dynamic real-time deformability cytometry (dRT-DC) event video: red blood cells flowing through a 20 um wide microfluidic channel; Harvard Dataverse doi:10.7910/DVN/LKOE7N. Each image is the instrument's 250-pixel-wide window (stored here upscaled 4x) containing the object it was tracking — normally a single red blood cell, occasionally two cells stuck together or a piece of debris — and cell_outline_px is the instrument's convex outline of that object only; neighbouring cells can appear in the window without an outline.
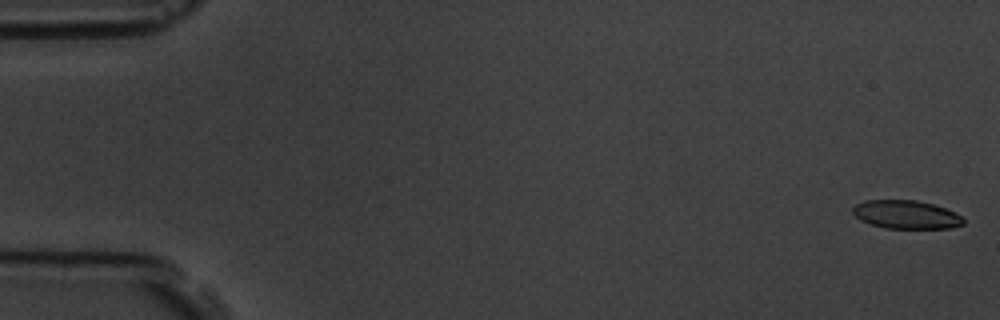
{"species": "common noctule bat (a hibernating species)", "species_latin": "Nyctalus noctula", "temperature_condition": "room temperature", "stored_images_in_passage": 7, "camera_frame_rate_fps": 3000, "um_per_image_px": 0.085, "animal": {"sex": "male", "body_mass_g": 19.5, "forearm_length_mm": 54.6}, "frame": {"image": 1, "passage_image": 1, "time_ms": 0.0, "image_size_px": [1000, 320], "cell_outline_px": [[964, 224], [952, 228], [884, 228], [860, 220], [852, 212], [852, 208], [856, 204], [864, 200], [916, 200], [932, 204], [944, 208], [960, 216], [964, 220]], "centroid_in_image_um": [76.99, 18.24], "position_along_channel_um": 8.0, "area_um2": 18.15}}
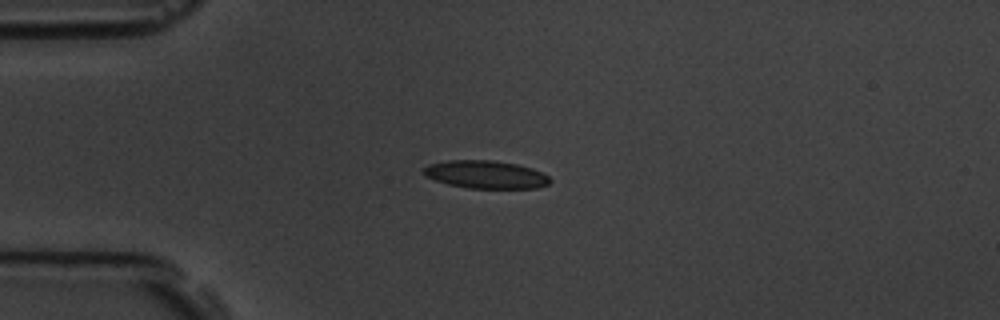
{"frame": {"image": 2, "passage_image": 5, "time_ms": 4.333, "image_size_px": [1000, 320], "cell_outline_px": [[552, 180], [548, 184], [536, 188], [468, 188], [448, 184], [424, 176], [424, 168], [428, 164], [448, 160], [492, 160], [516, 164], [532, 168], [548, 176]], "centroid_in_image_um": [41.28, 14.83], "position_along_channel_um": 43.7, "area_um2": 20.46}}
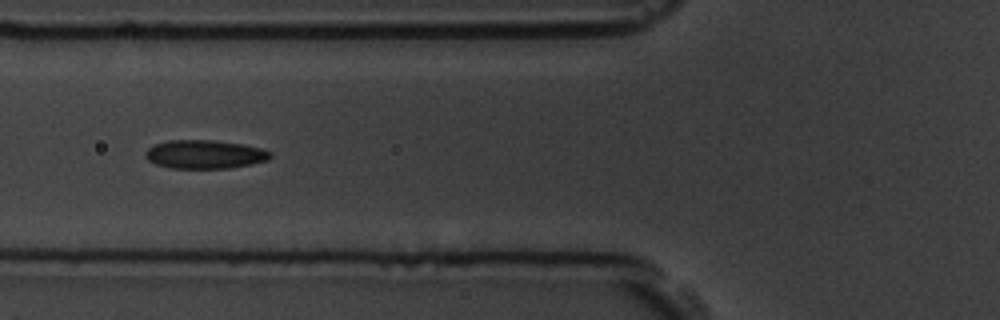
{"frame": {"image": 3, "passage_image": 7, "time_ms": 6.667, "image_size_px": [1000, 320], "cell_outline_px": [[272, 156], [268, 160], [252, 164], [228, 168], [168, 168], [156, 164], [148, 160], [144, 156], [144, 152], [148, 148], [156, 144], [168, 140], [212, 140], [240, 144], [260, 148], [272, 152]], "centroid_in_image_um": [17.38, 13.12], "position_along_channel_um": 108.4, "area_um2": 20.81}}